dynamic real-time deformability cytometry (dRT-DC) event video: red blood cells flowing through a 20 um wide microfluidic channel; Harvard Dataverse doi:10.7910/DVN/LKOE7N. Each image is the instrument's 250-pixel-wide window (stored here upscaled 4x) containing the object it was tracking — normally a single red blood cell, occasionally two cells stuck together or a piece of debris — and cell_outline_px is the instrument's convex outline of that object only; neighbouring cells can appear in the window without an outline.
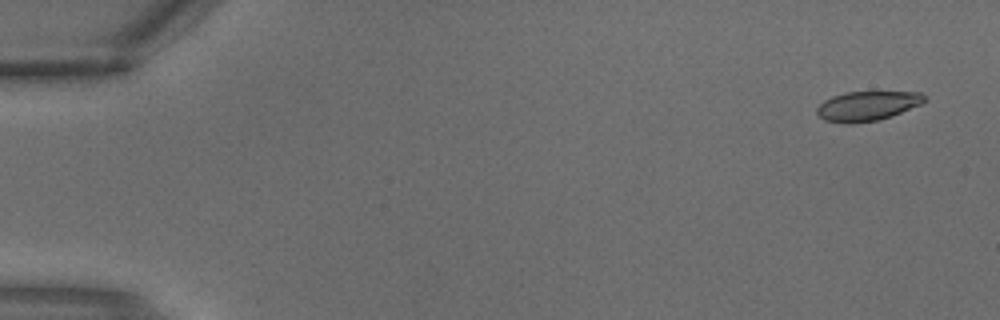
{"species": "common noctule bat (a hibernating species)", "species_latin": "Nyctalus noctula", "temperature_condition": "warm", "stored_images_in_passage": 2, "camera_frame_rate_fps": 3000, "um_per_image_px": 0.085, "animal": {"sex": "male", "body_mass_g": 18.8}, "frame": {"image": 1, "passage_image": 1, "time_ms": 0.0, "image_size_px": [1000, 320], "cell_outline_px": [[924, 100], [920, 104], [900, 112], [876, 120], [852, 124], [824, 120], [816, 112], [816, 108], [824, 100], [832, 96], [848, 92], [920, 92], [924, 96]], "centroid_in_image_um": [73.66, 9.0], "position_along_channel_um": 11.3, "area_um2": 18.09}}
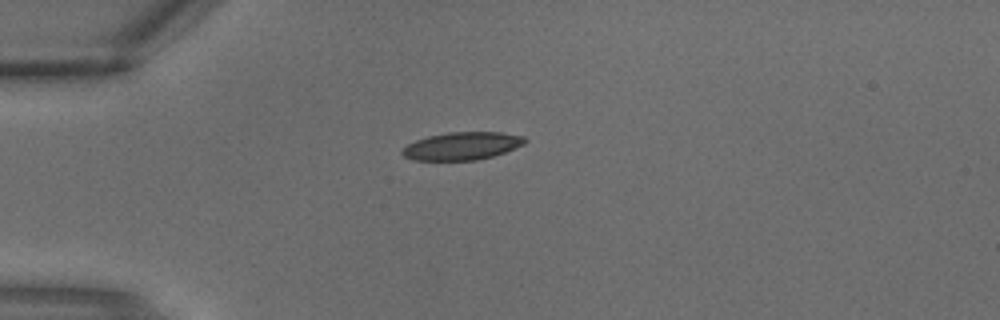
{"frame": {"image": 2, "passage_image": 2, "time_ms": 0.333, "image_size_px": [1000, 320], "cell_outline_px": [[528, 140], [524, 144], [504, 152], [492, 156], [476, 160], [412, 160], [404, 156], [400, 152], [408, 144], [416, 140], [428, 136], [448, 132], [500, 132], [524, 136]], "centroid_in_image_um": [39.27, 12.4], "position_along_channel_um": 45.7, "area_um2": 19.77}}